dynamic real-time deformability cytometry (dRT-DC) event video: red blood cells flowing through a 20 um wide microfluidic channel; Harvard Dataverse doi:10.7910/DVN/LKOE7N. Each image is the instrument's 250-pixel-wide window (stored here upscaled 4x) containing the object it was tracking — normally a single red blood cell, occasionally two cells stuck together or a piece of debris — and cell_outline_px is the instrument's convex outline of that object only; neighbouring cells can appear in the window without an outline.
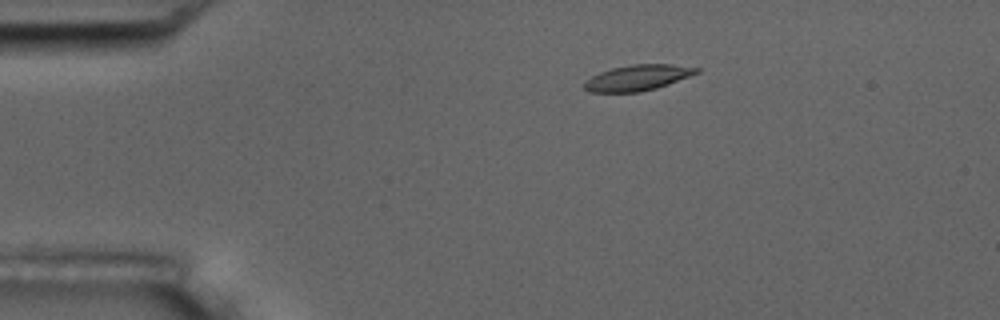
{"species": "common noctule bat (a hibernating species)", "species_latin": "Nyctalus noctula", "temperature_condition": "room temperature", "stored_images_in_passage": 4, "camera_frame_rate_fps": 3000, "um_per_image_px": 0.085, "animal": {"sex": "male", "body_mass_g": 17.5, "forearm_length_mm": 52.3}, "frame": {"image": 1, "passage_image": 3, "time_ms": 3.333, "image_size_px": [1000, 320], "cell_outline_px": [[700, 72], [668, 84], [656, 88], [640, 92], [588, 92], [584, 88], [584, 80], [600, 72], [612, 68], [632, 64], [672, 64], [700, 68]], "centroid_in_image_um": [54.19, 6.6], "position_along_channel_um": 30.8, "area_um2": 16.82}}